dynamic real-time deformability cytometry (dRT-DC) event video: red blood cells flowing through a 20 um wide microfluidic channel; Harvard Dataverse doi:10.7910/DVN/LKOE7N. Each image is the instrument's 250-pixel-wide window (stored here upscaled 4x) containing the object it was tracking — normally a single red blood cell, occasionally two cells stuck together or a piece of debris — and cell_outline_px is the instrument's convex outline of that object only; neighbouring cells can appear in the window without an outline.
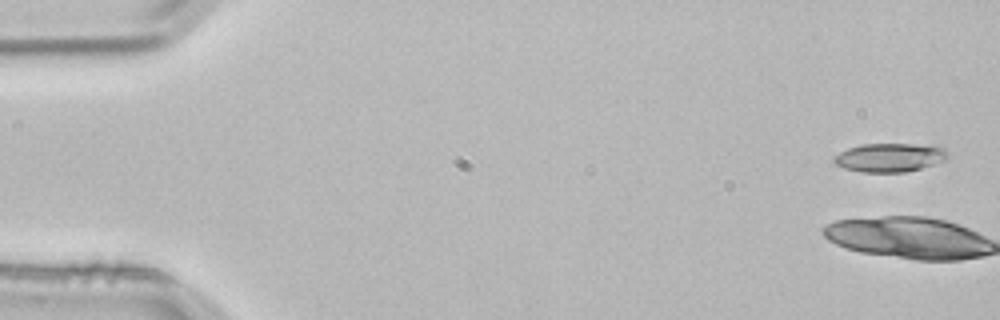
{"species": "common noctule bat (a hibernating species)", "species_latin": "Nyctalus noctula", "temperature_condition": "room temperature", "stored_images_in_passage": 5, "segment_of_instrument_passage": [1, 2], "camera_frame_rate_fps": 3000, "um_per_image_px": 0.085, "animal": {"sex": "male", "body_mass_g": 21.5, "forearm_length_mm": 52.0}, "frame": {"image": 1, "passage_image": 1, "time_ms": 0.0, "image_size_px": [1000, 320], "cell_outline_px": [[948, 156], [944, 160], [920, 168], [904, 172], [860, 172], [844, 168], [836, 164], [832, 160], [840, 152], [848, 148], [860, 144], [940, 144], [948, 152]], "centroid_in_image_um": [75.66, 13.37], "position_along_channel_um": 9.3, "area_um2": 19.13}}
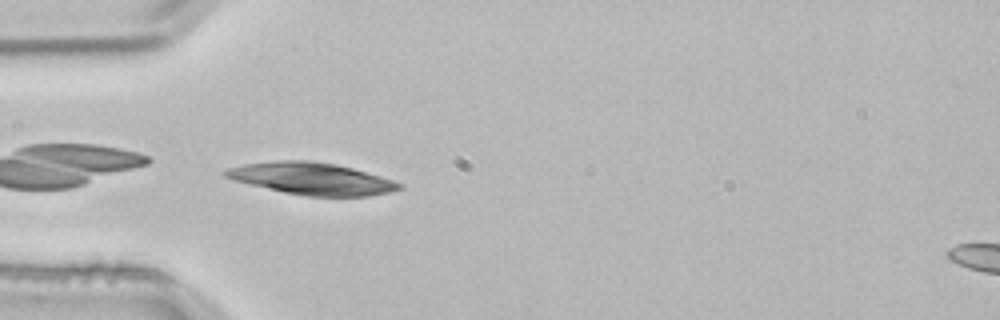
{"frame": {"image": 2, "passage_image": 4, "time_ms": 1.0, "image_size_px": [1000, 320], "cell_outline_px": [[404, 188], [388, 192], [368, 196], [308, 196], [284, 192], [232, 180], [224, 176], [220, 172], [228, 168], [244, 164], [276, 160], [312, 160], [336, 164], [352, 168], [380, 176], [404, 184]], "centroid_in_image_um": [26.47, 15.17], "position_along_channel_um": 58.5, "area_um2": 32.43}}